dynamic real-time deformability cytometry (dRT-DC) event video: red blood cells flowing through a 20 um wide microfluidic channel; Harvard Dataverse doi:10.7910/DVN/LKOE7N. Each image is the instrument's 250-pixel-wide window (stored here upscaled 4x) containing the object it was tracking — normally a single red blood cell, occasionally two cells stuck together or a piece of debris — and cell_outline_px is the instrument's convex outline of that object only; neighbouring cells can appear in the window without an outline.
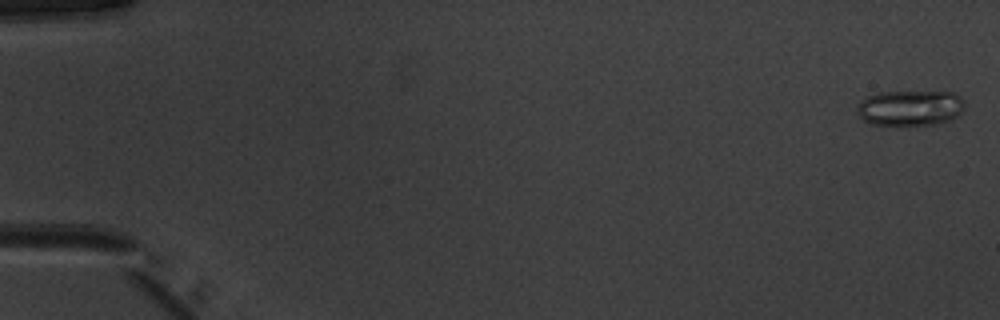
{"species": "common noctule bat (a hibernating species)", "species_latin": "Nyctalus noctula", "temperature_condition": "warm", "stored_images_in_passage": 53, "camera_frame_rate_fps": 3000, "um_per_image_px": 0.085, "animal": {"sex": "male", "body_mass_g": 20.1, "forearm_length_mm": 53.5}, "frame": {"image": 1, "passage_image": 1, "time_ms": 0.0, "image_size_px": [1000, 320], "cell_outline_px": [[964, 108], [956, 116], [940, 124], [908, 128], [872, 124], [864, 120], [856, 112], [856, 108], [868, 96], [880, 92], [952, 92], [960, 96], [964, 100]], "centroid_in_image_um": [77.37, 9.23], "position_along_channel_um": 7.6, "area_um2": 22.89}}
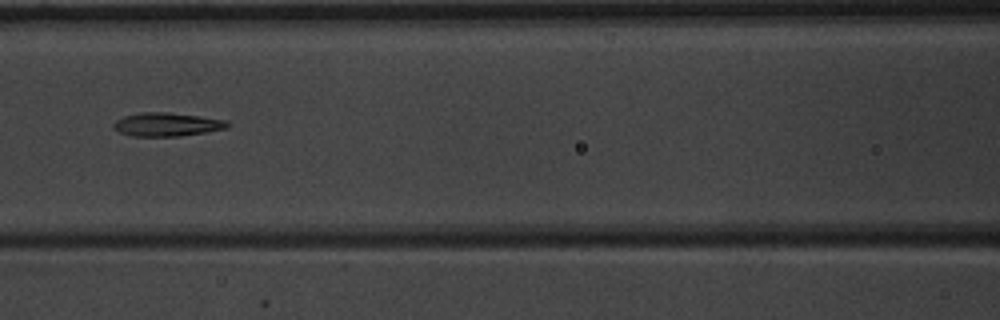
{"frame": {"image": 2, "passage_image": 24, "time_ms": 7.667, "image_size_px": [1000, 320], "cell_outline_px": [[228, 128], [180, 136], [132, 136], [120, 132], [112, 128], [112, 124], [116, 120], [124, 116], [140, 112], [168, 112], [228, 120]], "centroid_in_image_um": [14.15, 10.57], "position_along_channel_um": 152.4, "area_um2": 15.61}}
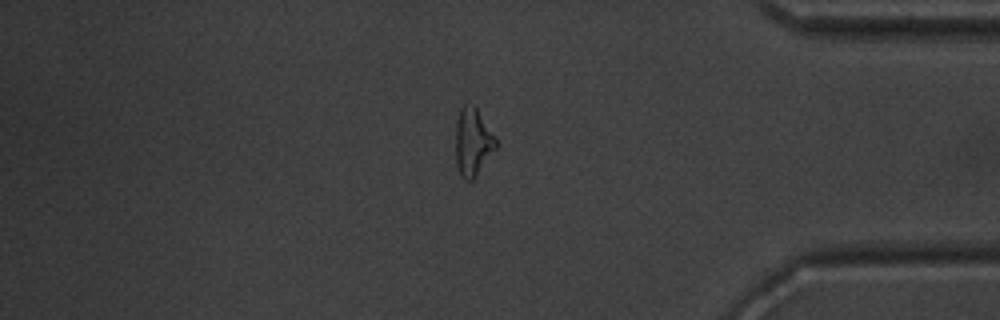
{"frame": {"image": 3, "passage_image": 44, "time_ms": 14.333, "image_size_px": [1000, 320], "cell_outline_px": [[496, 148], [476, 176], [472, 180], [464, 180], [460, 176], [456, 164], [456, 120], [460, 108], [464, 104], [472, 104], [476, 108], [496, 136]], "centroid_in_image_um": [40.18, 12.07], "position_along_channel_um": 395.0, "area_um2": 15.95}}